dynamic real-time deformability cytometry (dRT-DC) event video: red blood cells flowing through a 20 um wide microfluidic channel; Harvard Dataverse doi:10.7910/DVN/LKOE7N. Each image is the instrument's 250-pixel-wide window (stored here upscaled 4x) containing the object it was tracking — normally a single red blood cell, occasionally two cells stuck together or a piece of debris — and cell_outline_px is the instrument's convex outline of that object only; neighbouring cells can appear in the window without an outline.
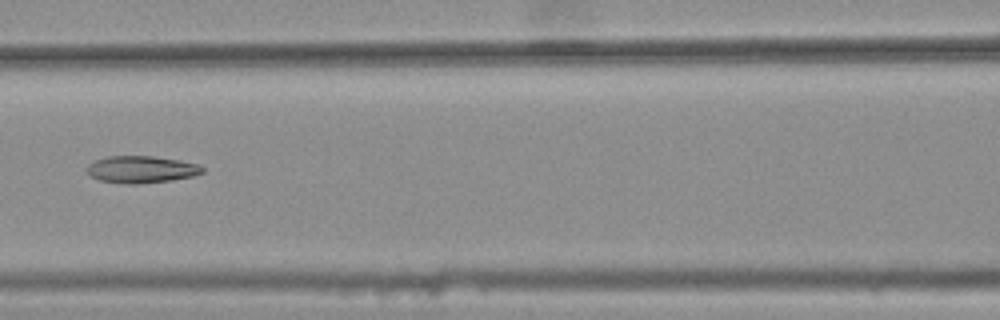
{"species": "common noctule bat (a hibernating species)", "species_latin": "Nyctalus noctula", "temperature_condition": "warm", "stored_images_in_passage": 9, "camera_frame_rate_fps": 3000, "um_per_image_px": 0.085, "animal": {"sex": "female", "body_mass_g": 25.1}, "frame": {"image": 1, "passage_image": 6, "time_ms": 1.667, "image_size_px": [1000, 320], "cell_outline_px": [[204, 172], [192, 176], [172, 180], [136, 184], [128, 184], [100, 180], [88, 176], [84, 168], [88, 164], [96, 160], [108, 156], [152, 156], [180, 160], [200, 164], [204, 168]], "centroid_in_image_um": [11.99, 14.4], "position_along_channel_um": 154.6, "area_um2": 18.38}}
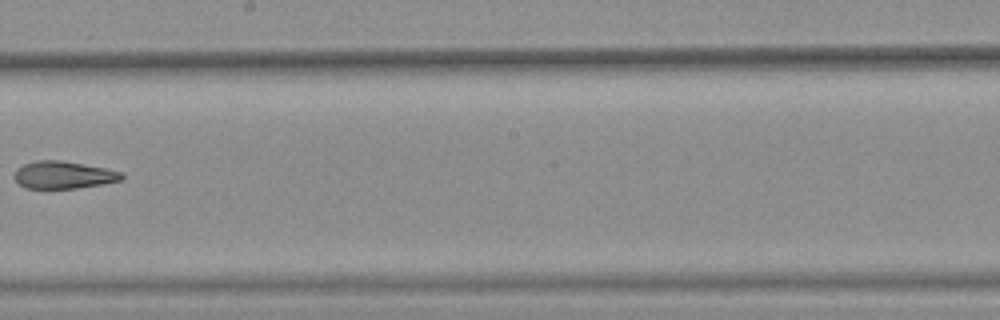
{"frame": {"image": 2, "passage_image": 8, "time_ms": 2.333, "image_size_px": [1000, 320], "cell_outline_px": [[124, 176], [120, 180], [104, 184], [76, 188], [24, 188], [12, 176], [16, 168], [24, 164], [36, 160], [60, 160], [104, 168], [120, 172]], "centroid_in_image_um": [5.34, 14.87], "position_along_channel_um": 242.9, "area_um2": 17.05}}
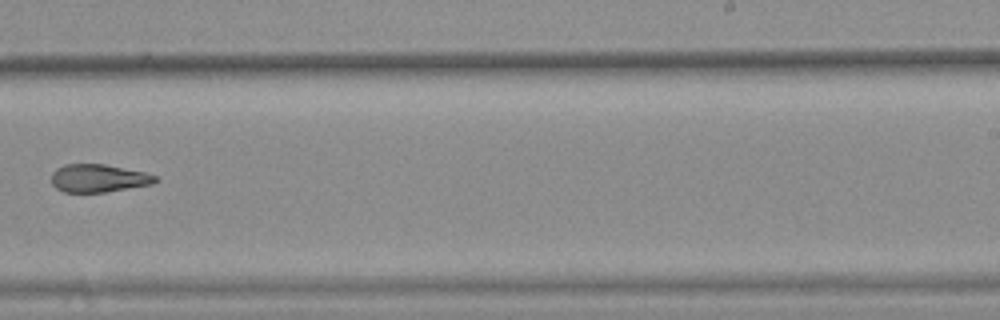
{"frame": {"image": 3, "passage_image": 9, "time_ms": 2.667, "image_size_px": [1000, 320], "cell_outline_px": [[156, 180], [152, 184], [104, 192], [64, 192], [56, 188], [52, 184], [52, 172], [56, 168], [64, 164], [104, 164], [144, 172], [156, 176]], "centroid_in_image_um": [8.32, 15.14], "position_along_channel_um": 280.7, "area_um2": 16.76}}